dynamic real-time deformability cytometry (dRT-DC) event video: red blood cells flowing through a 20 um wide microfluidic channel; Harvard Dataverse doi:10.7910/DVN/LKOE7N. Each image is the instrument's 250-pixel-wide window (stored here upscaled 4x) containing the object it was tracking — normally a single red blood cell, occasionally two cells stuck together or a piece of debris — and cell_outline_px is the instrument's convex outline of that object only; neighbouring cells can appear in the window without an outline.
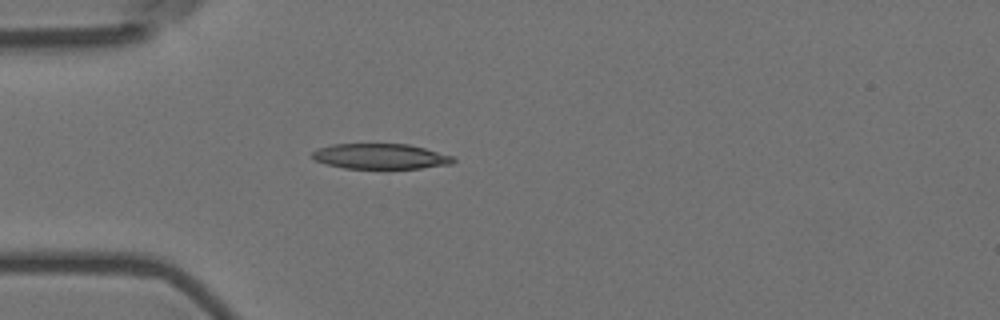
{"species": "Egyptian fruit bat (a non-hibernating species)", "species_latin": "Rousettus aegyptiacus", "temperature_condition": "room temperature", "stored_images_in_passage": 4, "camera_frame_rate_fps": 3000, "um_per_image_px": 0.085, "animal": {"sex": "female"}, "frame": {"image": 1, "passage_image": 4, "time_ms": 1.0, "image_size_px": [1000, 320], "cell_outline_px": [[456, 160], [452, 164], [420, 168], [384, 172], [344, 168], [328, 164], [316, 160], [312, 156], [312, 152], [316, 148], [332, 144], [408, 144], [424, 148], [452, 156]], "centroid_in_image_um": [32.34, 13.34], "position_along_channel_um": 52.7, "area_um2": 21.73}}